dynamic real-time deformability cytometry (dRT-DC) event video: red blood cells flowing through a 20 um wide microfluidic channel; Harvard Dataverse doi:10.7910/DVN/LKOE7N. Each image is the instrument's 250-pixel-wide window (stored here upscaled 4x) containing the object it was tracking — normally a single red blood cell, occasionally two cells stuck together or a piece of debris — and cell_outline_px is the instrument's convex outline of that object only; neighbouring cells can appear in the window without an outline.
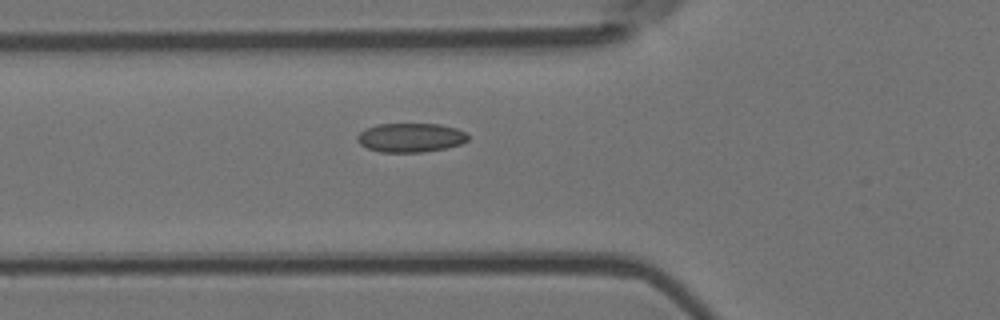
{"species": "Egyptian fruit bat (a non-hibernating species)", "species_latin": "Rousettus aegyptiacus", "temperature_condition": "room temperature", "stored_images_in_passage": 7, "camera_frame_rate_fps": 3000, "um_per_image_px": 0.085, "animal": {"sex": "female"}, "frame": {"image": 1, "passage_image": 7, "time_ms": 2.0, "image_size_px": [1000, 320], "cell_outline_px": [[468, 140], [460, 144], [444, 148], [420, 152], [380, 152], [368, 148], [360, 144], [356, 140], [356, 136], [364, 128], [376, 124], [440, 124], [456, 128], [464, 132], [468, 136]], "centroid_in_image_um": [34.85, 11.69], "position_along_channel_um": 90.9, "area_um2": 18.73}}